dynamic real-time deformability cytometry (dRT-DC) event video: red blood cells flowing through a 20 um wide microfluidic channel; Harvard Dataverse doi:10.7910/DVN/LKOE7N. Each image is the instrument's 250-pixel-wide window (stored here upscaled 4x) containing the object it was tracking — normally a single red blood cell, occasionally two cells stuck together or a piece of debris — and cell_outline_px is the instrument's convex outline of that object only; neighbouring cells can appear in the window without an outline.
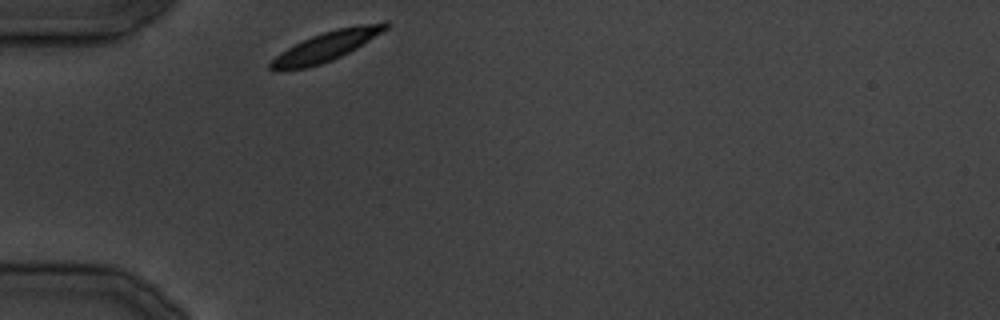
{"species": "common noctule bat (a hibernating species)", "species_latin": "Nyctalus noctula", "temperature_condition": "cold", "stored_images_in_passage": 21, "camera_frame_rate_fps": 3000, "um_per_image_px": 0.085, "animal": {"sex": "male", "body_mass_g": 19.5, "forearm_length_mm": 54.6}, "frame": {"image": 1, "passage_image": 1, "time_ms": 0.0, "image_size_px": [1000, 320], "cell_outline_px": [[392, 24], [388, 28], [356, 48], [332, 60], [308, 68], [280, 72], [276, 72], [268, 68], [268, 64], [280, 52], [312, 36], [336, 28], [384, 20], [388, 20]], "centroid_in_image_um": [27.73, 3.94], "position_along_channel_um": 57.3, "area_um2": 20.0}}
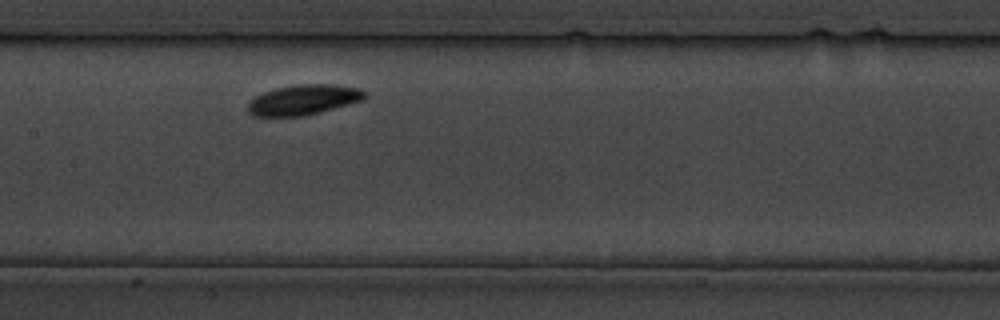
{"frame": {"image": 2, "passage_image": 9, "time_ms": 9.333, "image_size_px": [1000, 320], "cell_outline_px": [[364, 100], [300, 116], [252, 116], [248, 112], [248, 100], [264, 92], [276, 88], [300, 84], [332, 84], [360, 88], [364, 92]], "centroid_in_image_um": [25.75, 8.47], "position_along_channel_um": 181.7, "area_um2": 20.23}}
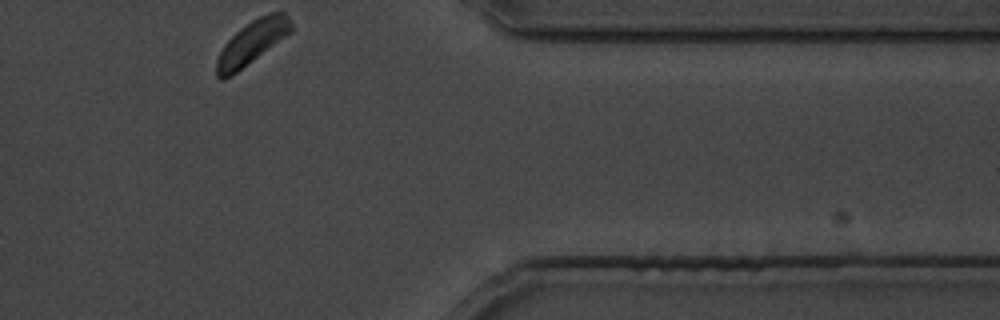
{"frame": {"image": 3, "passage_image": 21, "time_ms": 24.667, "image_size_px": [1000, 320], "cell_outline_px": [[292, 32], [232, 76], [224, 80], [220, 80], [216, 76], [216, 60], [224, 44], [240, 28], [252, 20], [268, 12], [284, 12], [288, 16], [292, 24]], "centroid_in_image_um": [21.41, 3.63], "position_along_channel_um": 390.0, "area_um2": 19.02}}